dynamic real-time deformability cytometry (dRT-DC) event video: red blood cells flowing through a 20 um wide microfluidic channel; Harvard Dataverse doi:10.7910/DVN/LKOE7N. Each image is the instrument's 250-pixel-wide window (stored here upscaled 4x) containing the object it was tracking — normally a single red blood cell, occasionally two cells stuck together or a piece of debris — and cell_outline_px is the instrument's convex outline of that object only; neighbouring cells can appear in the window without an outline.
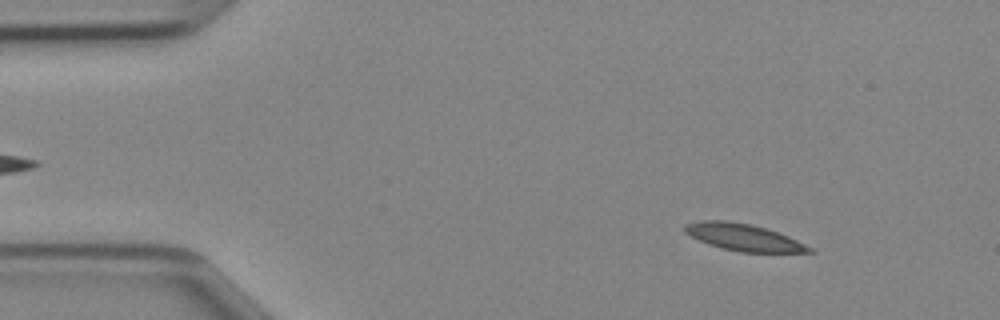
{"species": "Egyptian fruit bat (a non-hibernating species)", "species_latin": "Rousettus aegyptiacus", "temperature_condition": "cold", "stored_images_in_passage": 46, "camera_frame_rate_fps": 3000, "um_per_image_px": 0.085, "animal": {"sex": "female"}, "frame": {"image": 1, "passage_image": 5, "time_ms": 1.333, "image_size_px": [1000, 320], "cell_outline_px": [[816, 252], [740, 252], [720, 248], [708, 244], [684, 232], [684, 224], [700, 220], [728, 220], [752, 224], [788, 236], [812, 248]], "centroid_in_image_um": [63.16, 20.16], "position_along_channel_um": 21.8, "area_um2": 19.42}}
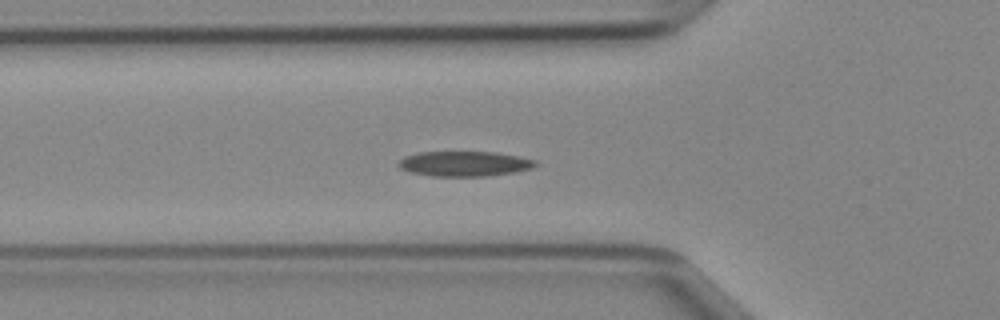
{"frame": {"image": 2, "passage_image": 15, "time_ms": 4.667, "image_size_px": [1000, 320], "cell_outline_px": [[540, 164], [532, 168], [516, 172], [484, 176], [432, 176], [408, 172], [400, 168], [396, 164], [404, 156], [416, 152], [496, 152], [520, 156], [536, 160]], "centroid_in_image_um": [39.48, 13.91], "position_along_channel_um": 86.3, "area_um2": 20.29}}
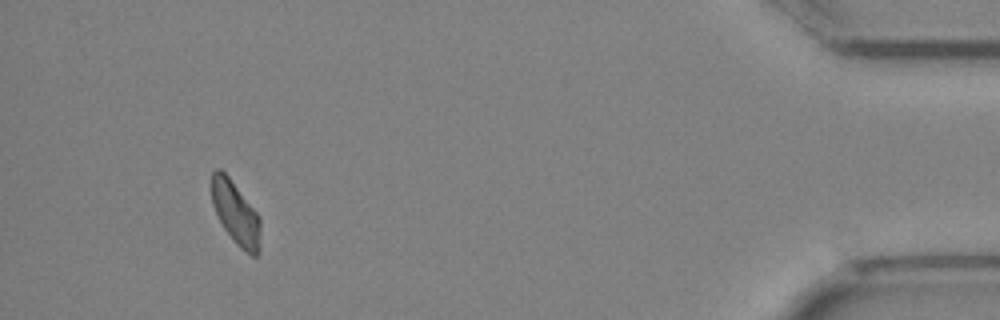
{"frame": {"image": 3, "passage_image": 43, "time_ms": 14.0, "image_size_px": [1000, 320], "cell_outline_px": [[260, 252], [256, 256], [252, 256], [240, 248], [232, 240], [224, 228], [212, 204], [208, 184], [212, 172], [216, 168], [220, 168], [228, 176], [260, 216]], "centroid_in_image_um": [20.0, 18.08], "position_along_channel_um": 415.2, "area_um2": 18.38}}